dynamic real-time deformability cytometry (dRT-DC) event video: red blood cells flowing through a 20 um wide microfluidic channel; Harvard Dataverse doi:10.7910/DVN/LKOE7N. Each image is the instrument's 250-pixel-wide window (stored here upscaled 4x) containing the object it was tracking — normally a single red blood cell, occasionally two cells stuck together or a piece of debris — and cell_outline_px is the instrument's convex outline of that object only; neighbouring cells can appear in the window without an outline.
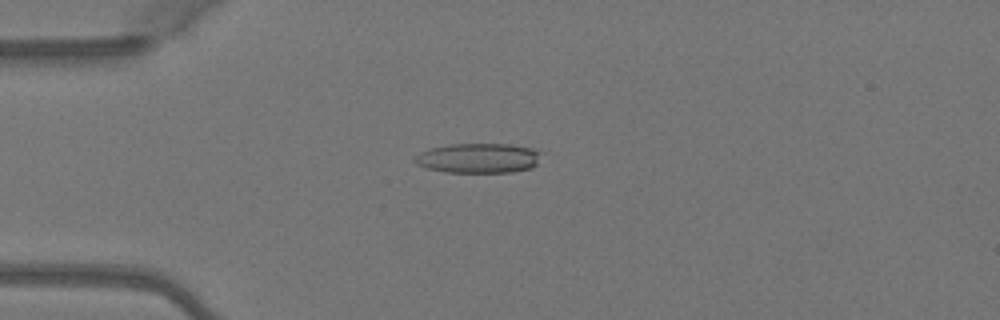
{"species": "Egyptian fruit bat (a non-hibernating species)", "species_latin": "Rousettus aegyptiacus", "temperature_condition": "warm", "stored_images_in_passage": 4, "camera_frame_rate_fps": 3000, "um_per_image_px": 0.085, "animal": {"sex": "female"}, "frame": {"image": 1, "passage_image": 3, "time_ms": 0.667, "image_size_px": [1000, 320], "cell_outline_px": [[544, 152], [536, 164], [532, 168], [512, 172], [444, 172], [428, 168], [416, 164], [412, 160], [420, 152], [432, 148], [448, 144], [508, 144], [532, 148]], "centroid_in_image_um": [40.69, 13.44], "position_along_channel_um": 44.3, "area_um2": 22.08}}